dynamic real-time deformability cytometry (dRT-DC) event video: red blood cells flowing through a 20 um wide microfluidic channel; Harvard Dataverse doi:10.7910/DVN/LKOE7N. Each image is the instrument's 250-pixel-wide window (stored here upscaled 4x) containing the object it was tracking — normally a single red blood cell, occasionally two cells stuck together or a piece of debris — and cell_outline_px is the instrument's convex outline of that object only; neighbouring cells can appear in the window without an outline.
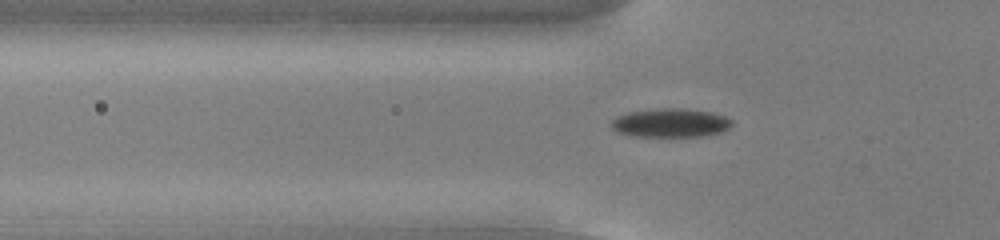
{"species": "common noctule bat (a hibernating species)", "species_latin": "Nyctalus noctula", "temperature_condition": "cold", "stored_images_in_passage": 55, "camera_frame_rate_fps": 3000, "um_per_image_px": 0.085, "animal": {"sex": "male", "body_mass_g": 13.0, "forearm_length_mm": 53.1}, "frame": {"image": 1, "passage_image": 19, "time_ms": 6.0, "image_size_px": [1000, 240], "cell_outline_px": [[732, 124], [728, 128], [720, 132], [700, 136], [636, 136], [620, 132], [612, 128], [612, 120], [616, 116], [628, 112], [660, 108], [684, 108], [712, 112], [724, 116], [732, 120]], "centroid_in_image_um": [57.0, 10.43], "position_along_channel_um": 68.8, "area_um2": 20.0}}
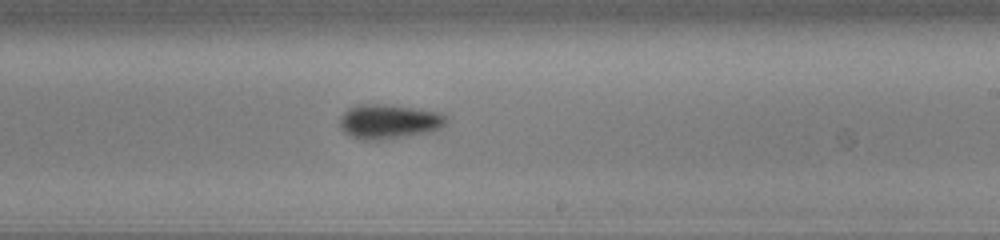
{"frame": {"image": 2, "passage_image": 34, "time_ms": 11.0, "image_size_px": [1000, 240], "cell_outline_px": [[448, 116], [444, 124], [440, 128], [428, 132], [380, 140], [360, 140], [344, 132], [340, 128], [340, 116], [348, 108], [356, 104], [384, 104], [440, 112]], "centroid_in_image_um": [33.02, 10.32], "position_along_channel_um": 256.0, "area_um2": 21.33}}
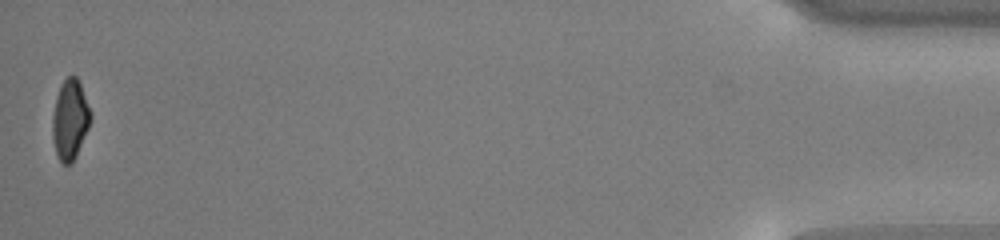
{"frame": {"image": 3, "passage_image": 55, "time_ms": 18.0, "image_size_px": [1000, 240], "cell_outline_px": [[92, 120], [76, 156], [68, 164], [60, 164], [56, 156], [52, 136], [52, 116], [56, 96], [60, 84], [68, 76], [76, 76], [80, 84], [92, 112]], "centroid_in_image_um": [5.95, 10.18], "position_along_channel_um": 429.3, "area_um2": 18.03}, "authors_computed_cell_mechanics": {"area_um2": 19.5364, "velocity_mm_per_s": 3.7684, "shape_relaxation_time_tau1_ms": 3.1215, "shape_relaxation_time_tau2_ms": null, "deformation_change_tau1": 0.0988, "deformation_change_tau2": null}}